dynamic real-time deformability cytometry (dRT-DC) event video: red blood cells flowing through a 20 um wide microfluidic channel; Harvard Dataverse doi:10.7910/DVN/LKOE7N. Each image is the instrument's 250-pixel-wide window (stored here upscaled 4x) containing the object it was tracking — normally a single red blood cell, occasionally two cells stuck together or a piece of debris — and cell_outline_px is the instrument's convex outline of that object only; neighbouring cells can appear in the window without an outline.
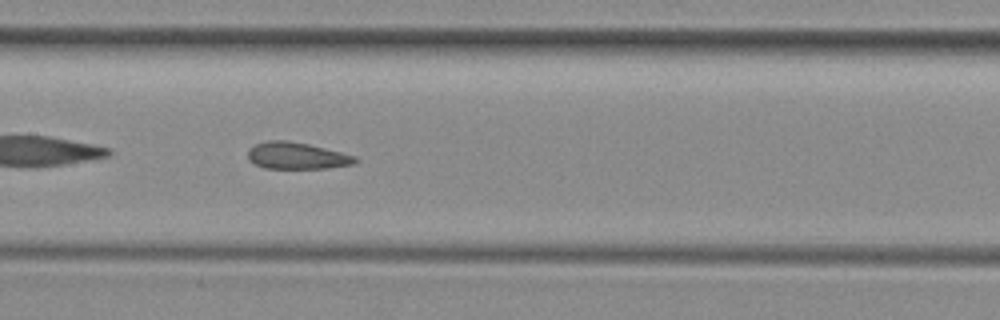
{"species": "common noctule bat (a hibernating species)", "species_latin": "Nyctalus noctula", "temperature_condition": "room temperature", "stored_images_in_passage": 36, "camera_frame_rate_fps": 3000, "um_per_image_px": 0.085, "animal": {"sex": "female", "body_mass_g": 29.2, "forearm_length_mm": 56.3}, "frame": {"image": 1, "passage_image": 11, "time_ms": 3.333, "image_size_px": [1000, 320], "cell_outline_px": [[360, 160], [356, 164], [328, 168], [264, 168], [248, 160], [248, 148], [256, 144], [268, 140], [288, 140], [308, 144], [356, 156]], "centroid_in_image_um": [25.24, 13.24], "position_along_channel_um": 182.2, "area_um2": 16.82}}
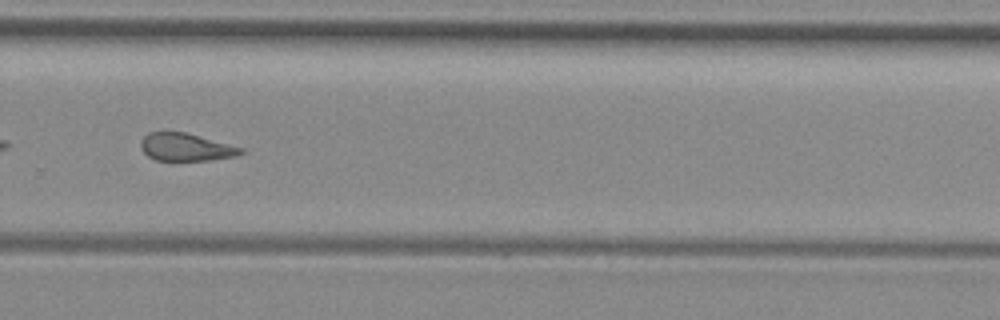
{"frame": {"image": 2, "passage_image": 21, "time_ms": 6.667, "image_size_px": [1000, 320], "cell_outline_px": [[244, 152], [236, 156], [208, 160], [156, 160], [148, 156], [140, 148], [140, 140], [148, 132], [184, 132], [244, 148]], "centroid_in_image_um": [15.77, 12.5], "position_along_channel_um": 314.0, "area_um2": 16.01}, "authors_computed_cell_mechanics": {"area_um2": 17.1377, "velocity_mm_per_s": 3.9753, "shape_relaxation_time_tau1_ms": null, "shape_relaxation_time_tau2_ms": 1.8418, "deformation_change_tau1": null, "deformation_change_tau2": 0.0865}}